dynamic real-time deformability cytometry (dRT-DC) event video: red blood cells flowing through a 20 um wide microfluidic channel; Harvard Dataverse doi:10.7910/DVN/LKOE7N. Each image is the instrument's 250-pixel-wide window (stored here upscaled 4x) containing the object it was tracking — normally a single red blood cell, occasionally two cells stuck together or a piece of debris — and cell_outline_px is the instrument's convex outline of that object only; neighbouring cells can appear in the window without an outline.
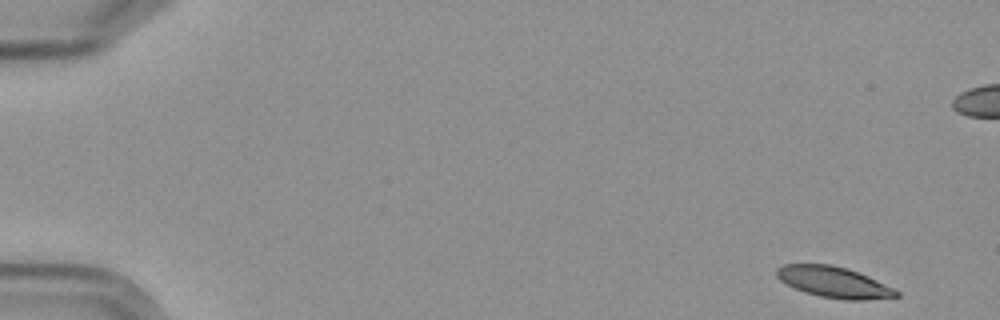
{"species": "Egyptian fruit bat (a non-hibernating species)", "species_latin": "Rousettus aegyptiacus", "temperature_condition": "cold", "stored_images_in_passage": 16, "camera_frame_rate_fps": 3000, "um_per_image_px": 0.085, "frame": {"image": 1, "passage_image": 1, "time_ms": 0.0, "image_size_px": [1000, 320], "cell_outline_px": [[900, 296], [864, 300], [844, 300], [820, 296], [804, 292], [780, 280], [776, 276], [776, 268], [784, 264], [832, 264], [848, 268], [868, 276], [900, 292]], "centroid_in_image_um": [70.87, 23.97], "position_along_channel_um": 14.1, "area_um2": 21.5}}
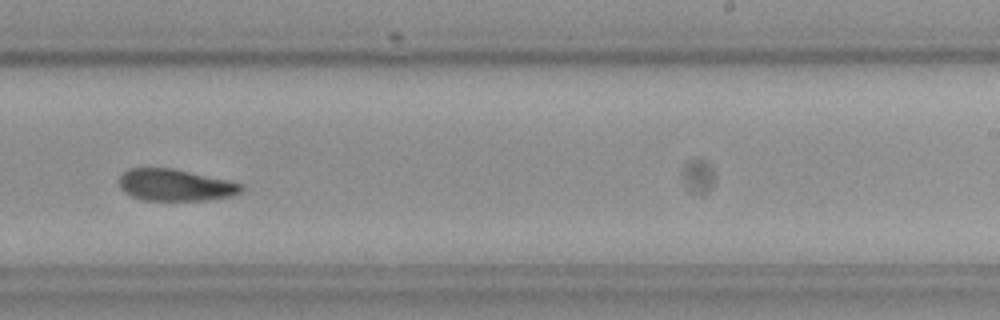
{"frame": {"image": 2, "passage_image": 10, "time_ms": 11.333, "image_size_px": [1000, 320], "cell_outline_px": [[244, 188], [240, 192], [232, 196], [208, 200], [144, 200], [132, 196], [124, 192], [120, 188], [120, 176], [124, 172], [132, 168], [172, 168], [224, 180], [240, 184]], "centroid_in_image_um": [14.86, 15.74], "position_along_channel_um": 274.1, "area_um2": 22.2}, "authors_computed_cell_mechanics": {"area_um2": 23.0044, "velocity_mm_per_s": 3.5292, "shape_relaxation_time_tau1_ms": 9.2796, "shape_relaxation_time_tau2_ms": 3.3868, "deformation_change_tau1": 0.1762, "deformation_change_tau2": 0.0682}}